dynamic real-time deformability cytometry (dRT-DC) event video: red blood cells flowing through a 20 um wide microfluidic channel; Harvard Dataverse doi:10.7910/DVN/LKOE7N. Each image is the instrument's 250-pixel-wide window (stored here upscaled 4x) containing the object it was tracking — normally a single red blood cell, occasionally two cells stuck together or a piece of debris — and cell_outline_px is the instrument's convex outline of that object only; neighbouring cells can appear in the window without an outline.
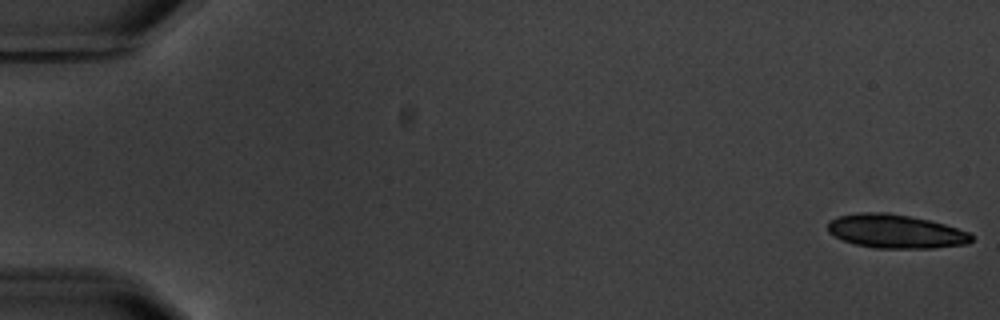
{"species": "common noctule bat (a hibernating species)", "species_latin": "Nyctalus noctula", "temperature_condition": "warm", "stored_images_in_passage": 6, "camera_frame_rate_fps": 3000, "um_per_image_px": 0.085, "animal": {"sex": "male", "body_mass_g": 20.1, "forearm_length_mm": 53.5}, "frame": {"image": 1, "passage_image": 1, "time_ms": 0.0, "image_size_px": [1000, 320], "cell_outline_px": [[972, 240], [968, 244], [932, 248], [876, 248], [856, 244], [844, 240], [828, 232], [828, 220], [840, 216], [860, 212], [888, 212], [928, 220], [944, 224], [968, 232], [972, 236]], "centroid_in_image_um": [76.12, 19.66], "position_along_channel_um": 8.9, "area_um2": 28.03}}